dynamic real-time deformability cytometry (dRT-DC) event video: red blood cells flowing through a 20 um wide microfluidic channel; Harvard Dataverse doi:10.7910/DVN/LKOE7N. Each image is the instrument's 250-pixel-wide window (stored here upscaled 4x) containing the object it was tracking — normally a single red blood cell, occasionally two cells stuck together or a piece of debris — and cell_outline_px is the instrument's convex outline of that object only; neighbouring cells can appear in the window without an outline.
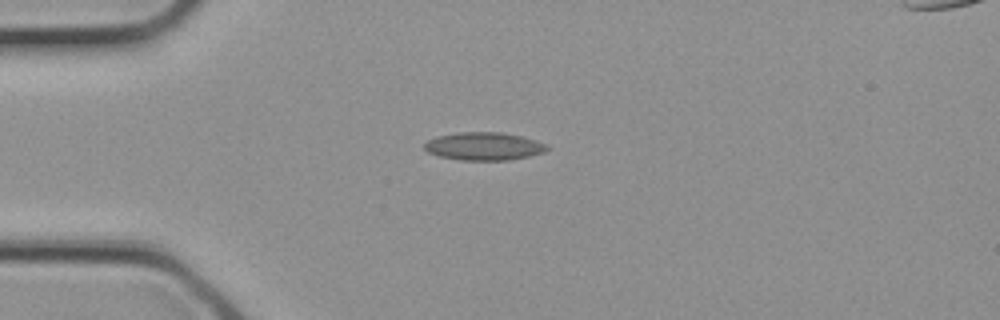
{"species": "common noctule bat (a hibernating species)", "species_latin": "Nyctalus noctula", "temperature_condition": "cold", "stored_images_in_passage": 3, "camera_frame_rate_fps": 3000, "um_per_image_px": 0.085, "animal": {"sex": "female", "body_mass_g": 21.9}, "frame": {"image": 1, "passage_image": 3, "time_ms": 0.667, "image_size_px": [1000, 320], "cell_outline_px": [[552, 148], [544, 152], [528, 156], [508, 160], [460, 160], [440, 156], [428, 152], [424, 148], [424, 144], [428, 140], [436, 136], [460, 132], [500, 132], [520, 136], [536, 140], [548, 144]], "centroid_in_image_um": [41.16, 12.43], "position_along_channel_um": 43.8, "area_um2": 20.0}}